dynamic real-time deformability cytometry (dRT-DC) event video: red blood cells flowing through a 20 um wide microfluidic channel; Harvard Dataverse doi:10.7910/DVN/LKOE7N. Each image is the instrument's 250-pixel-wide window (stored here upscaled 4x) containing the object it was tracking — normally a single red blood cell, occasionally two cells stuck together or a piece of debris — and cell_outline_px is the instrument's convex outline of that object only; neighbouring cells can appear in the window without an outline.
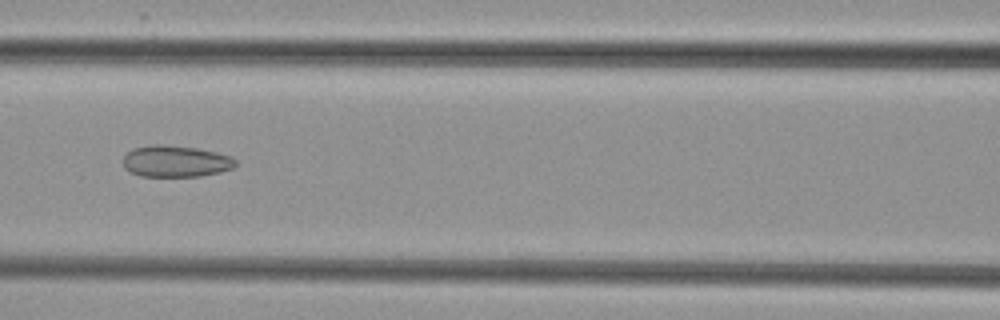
{"species": "common noctule bat (a hibernating species)", "species_latin": "Nyctalus noctula", "temperature_condition": "cold", "stored_images_in_passage": 5, "camera_frame_rate_fps": 3000, "um_per_image_px": 0.085, "animal": {"sex": "female", "body_mass_g": 29.2, "forearm_length_mm": 56.3}, "frame": {"image": 1, "passage_image": 5, "time_ms": 4.667, "image_size_px": [1000, 320], "cell_outline_px": [[236, 164], [232, 168], [220, 172], [200, 176], [140, 176], [124, 168], [124, 156], [132, 148], [152, 144], [164, 144], [196, 148], [216, 152], [232, 156], [236, 160]], "centroid_in_image_um": [14.93, 13.7], "position_along_channel_um": 151.7, "area_um2": 20.69}}